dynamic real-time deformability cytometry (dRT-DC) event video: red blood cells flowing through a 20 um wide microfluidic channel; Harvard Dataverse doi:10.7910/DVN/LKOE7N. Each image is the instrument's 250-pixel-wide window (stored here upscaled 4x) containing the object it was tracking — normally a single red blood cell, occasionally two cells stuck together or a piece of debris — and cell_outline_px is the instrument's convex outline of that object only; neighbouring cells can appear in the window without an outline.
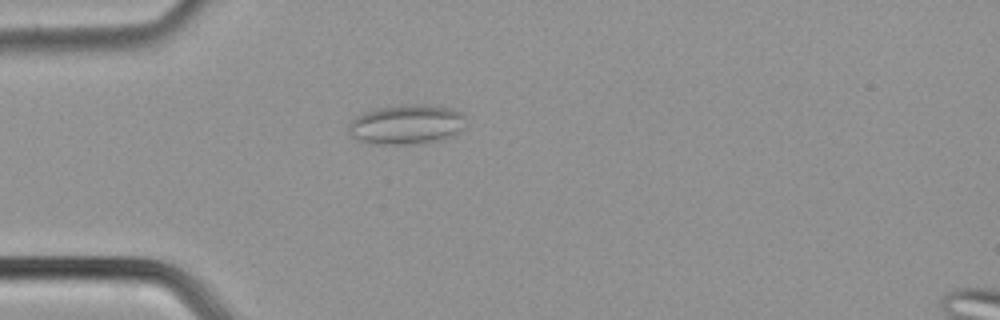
{"species": "common noctule bat (a hibernating species)", "species_latin": "Nyctalus noctula", "temperature_condition": "cold", "stored_images_in_passage": 47, "camera_frame_rate_fps": 3000, "um_per_image_px": 0.085, "animal": {"sex": "male", "body_mass_g": 21.5, "forearm_length_mm": 52.0}, "frame": {"image": 1, "passage_image": 11, "time_ms": 3.333, "image_size_px": [1000, 320], "cell_outline_px": [[464, 128], [460, 132], [444, 140], [400, 144], [372, 144], [360, 140], [352, 136], [348, 132], [348, 124], [356, 116], [364, 112], [376, 108], [400, 104], [424, 104], [452, 108], [464, 112]], "centroid_in_image_um": [34.58, 10.56], "position_along_channel_um": 50.4, "area_um2": 27.46}}
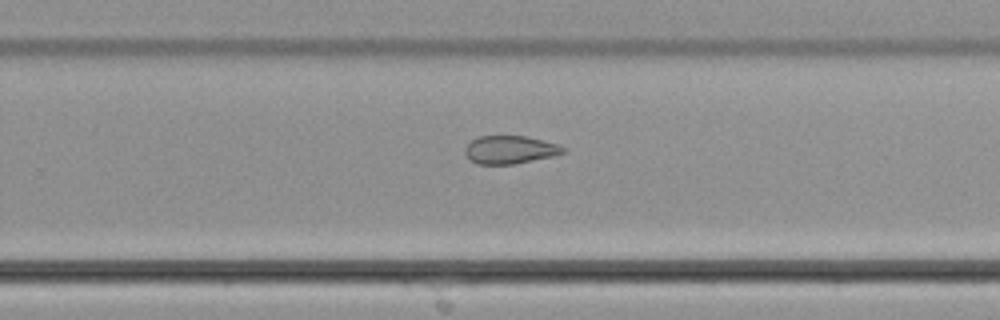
{"frame": {"image": 2, "passage_image": 29, "time_ms": 9.333, "image_size_px": [1000, 320], "cell_outline_px": [[568, 148], [564, 152], [556, 156], [512, 164], [476, 164], [468, 160], [464, 152], [464, 148], [472, 140], [480, 136], [524, 136], [556, 144]], "centroid_in_image_um": [43.32, 12.74], "position_along_channel_um": 286.5, "area_um2": 16.07}}
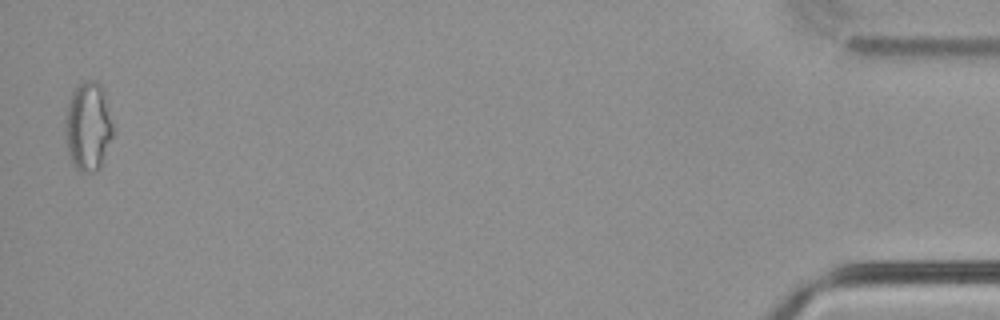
{"frame": {"image": 3, "passage_image": 46, "time_ms": 15.0, "image_size_px": [1000, 320], "cell_outline_px": [[116, 128], [100, 168], [96, 172], [80, 172], [72, 164], [68, 152], [64, 136], [64, 120], [68, 100], [72, 92], [84, 80], [96, 80], [104, 88]], "centroid_in_image_um": [7.51, 10.73], "position_along_channel_um": 427.7, "area_um2": 25.78}}